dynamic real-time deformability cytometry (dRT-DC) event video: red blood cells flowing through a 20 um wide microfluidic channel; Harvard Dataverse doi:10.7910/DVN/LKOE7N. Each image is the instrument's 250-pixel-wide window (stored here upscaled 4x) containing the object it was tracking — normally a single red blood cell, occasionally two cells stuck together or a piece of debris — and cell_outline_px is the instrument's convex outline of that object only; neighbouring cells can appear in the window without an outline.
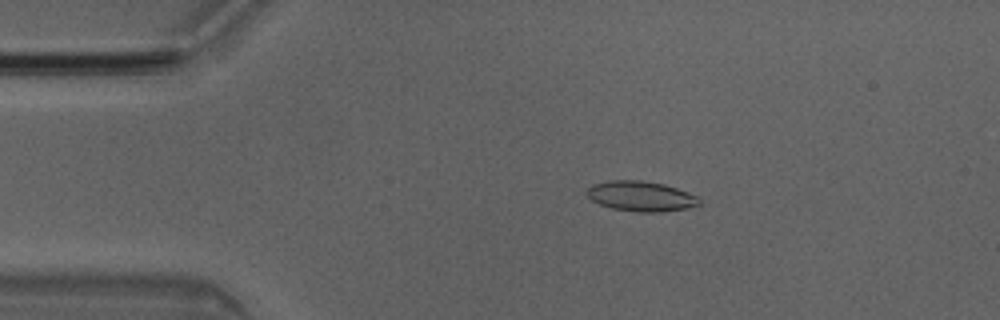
{"species": "Egyptian fruit bat (a non-hibernating species)", "species_latin": "Rousettus aegyptiacus", "temperature_condition": "room temperature", "stored_images_in_passage": 49, "camera_frame_rate_fps": 3000, "um_per_image_px": 0.085, "animal": {"sex": "male"}, "frame": {"image": 1, "passage_image": 8, "time_ms": 2.333, "image_size_px": [1000, 320], "cell_outline_px": [[700, 204], [688, 208], [660, 212], [636, 212], [612, 208], [600, 204], [592, 200], [584, 192], [592, 184], [608, 180], [640, 180], [664, 184], [688, 192], [696, 196], [700, 200]], "centroid_in_image_um": [54.45, 16.67], "position_along_channel_um": 30.5, "area_um2": 19.77}}
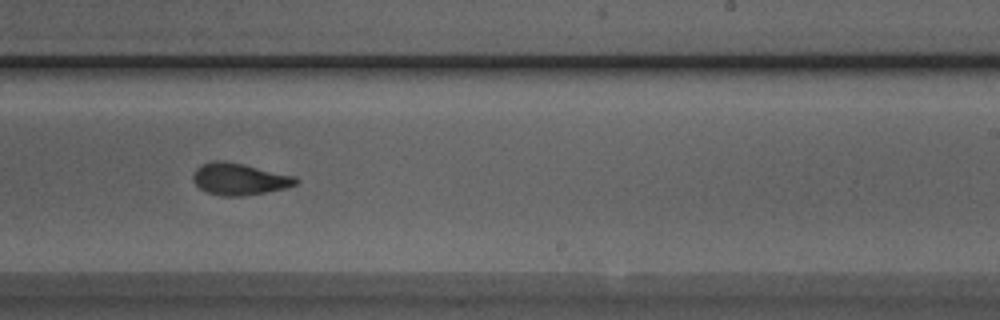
{"frame": {"image": 2, "passage_image": 29, "time_ms": 9.333, "image_size_px": [1000, 320], "cell_outline_px": [[300, 180], [296, 184], [284, 188], [264, 192], [240, 196], [220, 196], [208, 192], [200, 188], [192, 180], [192, 176], [196, 168], [200, 164], [212, 160], [224, 160], [244, 164], [296, 176]], "centroid_in_image_um": [20.32, 15.2], "position_along_channel_um": 268.7, "area_um2": 19.13}}
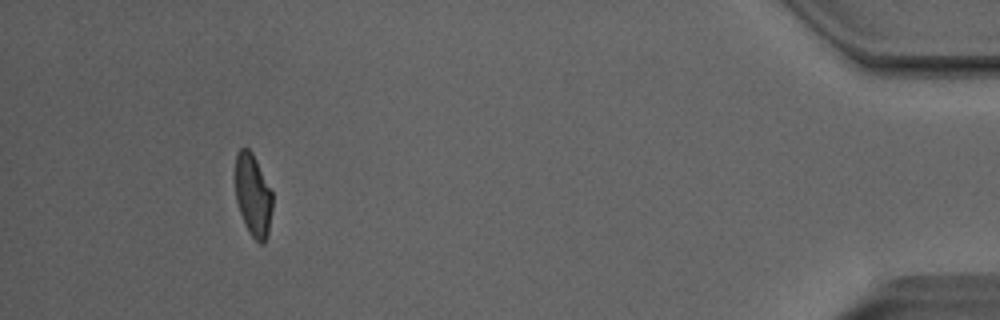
{"frame": {"image": 3, "passage_image": 45, "time_ms": 14.667, "image_size_px": [1000, 320], "cell_outline_px": [[272, 208], [268, 232], [264, 244], [260, 244], [248, 232], [244, 224], [236, 200], [232, 176], [236, 152], [240, 148], [248, 148], [252, 152], [272, 192]], "centroid_in_image_um": [21.44, 16.55], "position_along_channel_um": 413.8, "area_um2": 18.38}, "authors_computed_cell_mechanics": {"area_um2": 19.1318, "velocity_mm_per_s": 4.0592, "shape_relaxation_time_tau1_ms": 5.1403, "shape_relaxation_time_tau2_ms": 1.5493, "deformation_change_tau1": 0.1618, "deformation_change_tau2": 0.0793}}